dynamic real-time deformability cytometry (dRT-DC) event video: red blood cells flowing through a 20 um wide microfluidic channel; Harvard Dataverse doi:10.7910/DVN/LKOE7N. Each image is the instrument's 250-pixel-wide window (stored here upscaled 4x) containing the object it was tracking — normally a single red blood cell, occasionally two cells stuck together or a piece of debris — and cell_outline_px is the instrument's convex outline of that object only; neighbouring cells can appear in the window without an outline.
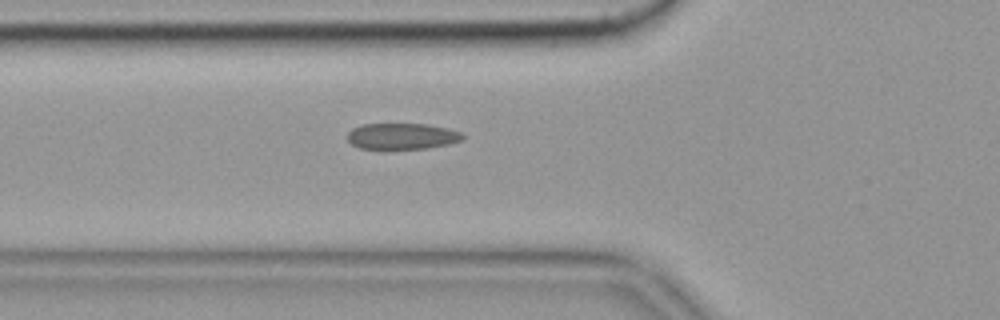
{"species": "common noctule bat (a hibernating species)", "species_latin": "Nyctalus noctula", "temperature_condition": "cold", "stored_images_in_passage": 51, "camera_frame_rate_fps": 3000, "um_per_image_px": 0.085, "animal": {"sex": "female", "body_mass_g": 19.9}, "frame": {"image": 1, "passage_image": 15, "time_ms": 4.667, "image_size_px": [1000, 320], "cell_outline_px": [[464, 140], [448, 144], [428, 148], [384, 152], [360, 148], [352, 144], [348, 140], [348, 132], [352, 128], [364, 124], [428, 124], [448, 128], [460, 132], [464, 136]], "centroid_in_image_um": [34.15, 11.63], "position_along_channel_um": 91.7, "area_um2": 18.38}, "authors_computed_cell_mechanics": {"area_um2": 18.2648, "velocity_mm_per_s": 3.5372, "shape_relaxation_time_tau1_ms": null, "shape_relaxation_time_tau2_ms": 1.4916, "deformation_change_tau1": null, "deformation_change_tau2": 0.0738}}